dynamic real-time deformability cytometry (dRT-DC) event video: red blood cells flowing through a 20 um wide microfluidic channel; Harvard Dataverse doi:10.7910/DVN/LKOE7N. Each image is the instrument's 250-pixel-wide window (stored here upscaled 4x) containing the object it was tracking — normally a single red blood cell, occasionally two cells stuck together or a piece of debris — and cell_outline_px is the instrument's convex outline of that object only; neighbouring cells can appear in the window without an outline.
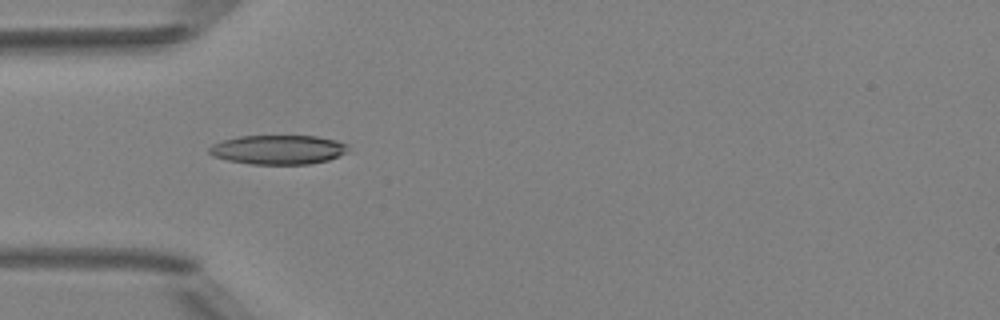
{"species": "Egyptian fruit bat (a non-hibernating species)", "species_latin": "Rousettus aegyptiacus", "temperature_condition": "room temperature", "stored_images_in_passage": 5, "camera_frame_rate_fps": 3000, "um_per_image_px": 0.085, "animal": {"sex": "female"}, "frame": {"image": 1, "passage_image": 5, "time_ms": 4.333, "image_size_px": [1000, 320], "cell_outline_px": [[352, 152], [328, 160], [308, 164], [252, 164], [228, 160], [212, 156], [208, 152], [208, 148], [212, 144], [224, 140], [240, 136], [316, 136], [336, 140], [348, 144]], "centroid_in_image_um": [23.7, 12.72], "position_along_channel_um": 61.3, "area_um2": 23.93}}